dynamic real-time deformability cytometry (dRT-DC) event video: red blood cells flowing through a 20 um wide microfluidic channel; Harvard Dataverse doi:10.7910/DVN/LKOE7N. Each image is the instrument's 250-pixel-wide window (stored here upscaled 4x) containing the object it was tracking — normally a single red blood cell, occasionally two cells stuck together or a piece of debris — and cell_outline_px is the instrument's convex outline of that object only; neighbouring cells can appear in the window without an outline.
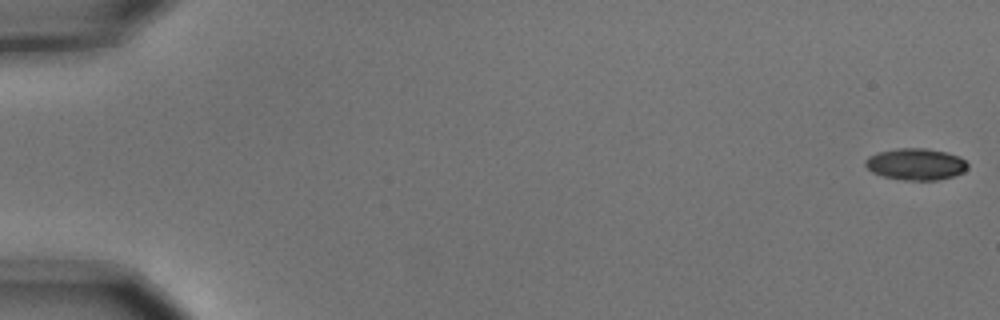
{"species": "common noctule bat (a hibernating species)", "species_latin": "Nyctalus noctula", "temperature_condition": "cold", "stored_images_in_passage": 4, "camera_frame_rate_fps": 3000, "um_per_image_px": 0.085, "animal": {"sex": "male", "body_mass_g": 15.6}, "frame": {"image": 1, "passage_image": 1, "time_ms": 0.0, "image_size_px": [1000, 320], "cell_outline_px": [[968, 168], [964, 172], [952, 176], [936, 180], [904, 180], [884, 176], [872, 172], [864, 164], [864, 160], [868, 156], [880, 152], [896, 148], [924, 148], [948, 152], [960, 156], [968, 164]], "centroid_in_image_um": [77.86, 13.94], "position_along_channel_um": 7.1, "area_um2": 18.9}}